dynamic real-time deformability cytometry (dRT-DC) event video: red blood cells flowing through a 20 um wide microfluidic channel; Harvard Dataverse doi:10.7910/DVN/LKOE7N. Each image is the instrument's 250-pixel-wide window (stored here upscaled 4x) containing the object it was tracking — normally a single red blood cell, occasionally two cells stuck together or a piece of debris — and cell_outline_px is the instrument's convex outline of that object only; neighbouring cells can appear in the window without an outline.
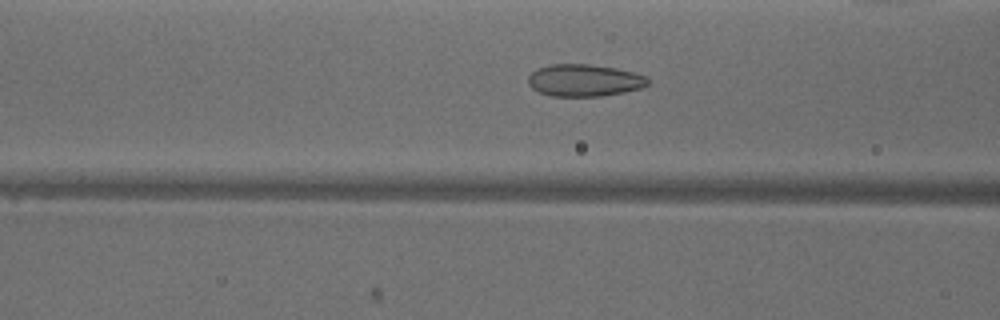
{"species": "common noctule bat (a hibernating species)", "species_latin": "Nyctalus noctula", "temperature_condition": "warm", "stored_images_in_passage": 33, "camera_frame_rate_fps": 3000, "um_per_image_px": 0.085, "animal": {"sex": "male", "body_mass_g": 18.8}, "frame": {"image": 1, "passage_image": 12, "time_ms": 3.667, "image_size_px": [1000, 320], "cell_outline_px": [[648, 84], [640, 88], [624, 92], [600, 96], [552, 96], [540, 92], [532, 88], [528, 84], [528, 76], [536, 68], [552, 64], [588, 64], [616, 68], [648, 76]], "centroid_in_image_um": [49.65, 6.82], "position_along_channel_um": 117.0, "area_um2": 22.37}}
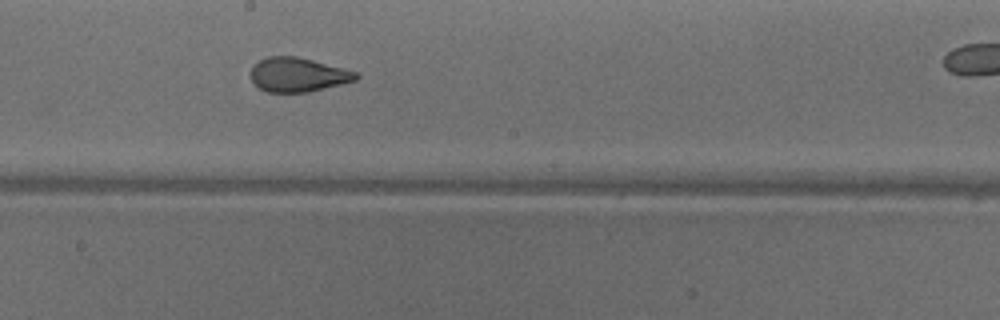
{"frame": {"image": 2, "passage_image": 20, "time_ms": 6.333, "image_size_px": [1000, 320], "cell_outline_px": [[360, 76], [356, 80], [308, 92], [268, 92], [260, 88], [252, 80], [252, 68], [260, 60], [268, 56], [296, 56], [344, 68], [356, 72]], "centroid_in_image_um": [25.34, 6.35], "position_along_channel_um": 222.9, "area_um2": 20.63}}
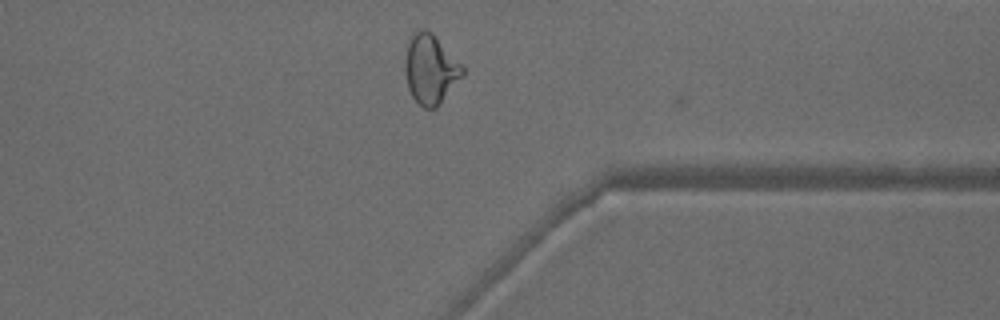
{"frame": {"image": 3, "passage_image": 32, "time_ms": 10.333, "image_size_px": [1000, 320], "cell_outline_px": [[464, 76], [436, 108], [424, 108], [412, 96], [408, 88], [404, 72], [404, 60], [408, 44], [412, 36], [416, 32], [424, 28], [432, 32], [464, 68]], "centroid_in_image_um": [36.58, 5.9], "position_along_channel_um": 374.8, "area_um2": 23.12}}